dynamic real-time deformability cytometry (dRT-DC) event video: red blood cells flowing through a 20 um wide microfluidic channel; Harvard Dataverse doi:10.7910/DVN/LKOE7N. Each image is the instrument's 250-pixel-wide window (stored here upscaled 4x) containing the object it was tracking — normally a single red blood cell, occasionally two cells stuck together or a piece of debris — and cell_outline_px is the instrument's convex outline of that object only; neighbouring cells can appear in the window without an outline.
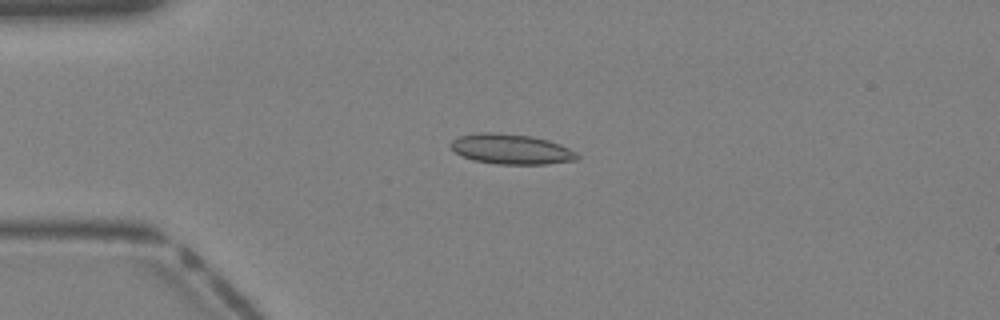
{"species": "Egyptian fruit bat (a non-hibernating species)", "species_latin": "Rousettus aegyptiacus", "temperature_condition": "warm", "stored_images_in_passage": 19, "camera_frame_rate_fps": 3000, "um_per_image_px": 0.085, "animal": {"sex": "female"}, "frame": {"image": 1, "passage_image": 5, "time_ms": 1.333, "image_size_px": [1000, 320], "cell_outline_px": [[580, 160], [548, 164], [496, 164], [472, 160], [460, 156], [448, 144], [452, 140], [460, 136], [480, 132], [500, 132], [532, 136], [548, 140], [560, 144], [576, 152], [580, 156]], "centroid_in_image_um": [43.46, 12.68], "position_along_channel_um": 41.5, "area_um2": 22.54}}
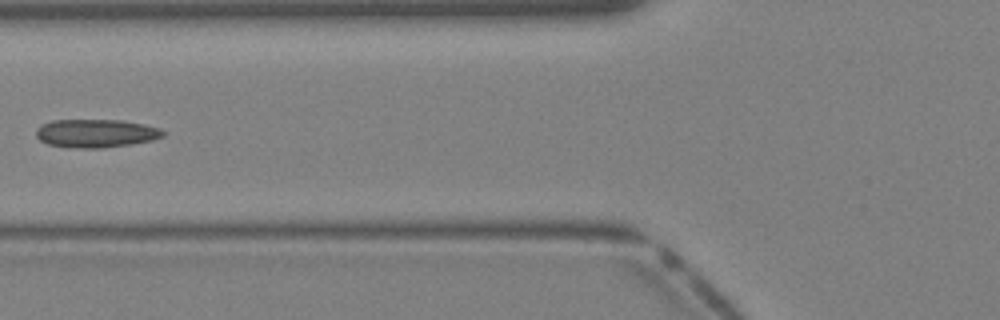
{"frame": {"image": 2, "passage_image": 11, "time_ms": 3.333, "image_size_px": [1000, 320], "cell_outline_px": [[164, 136], [152, 140], [132, 144], [100, 148], [76, 148], [48, 144], [40, 140], [36, 136], [36, 128], [40, 124], [52, 120], [124, 120], [144, 124], [160, 128], [164, 132]], "centroid_in_image_um": [8.14, 11.32], "position_along_channel_um": 117.7, "area_um2": 21.04}}
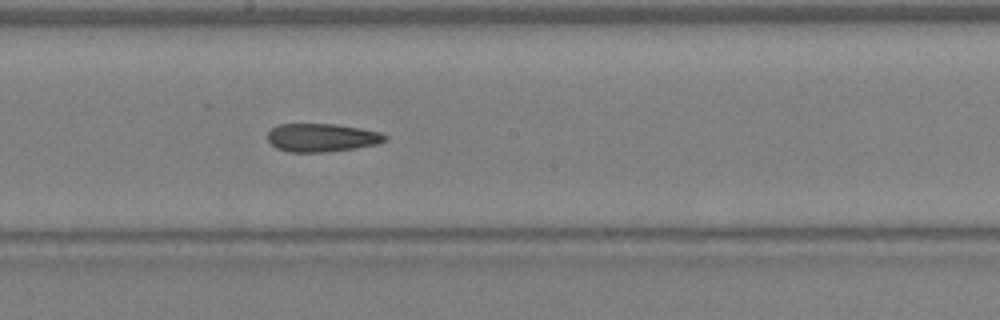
{"frame": {"image": 3, "passage_image": 17, "time_ms": 5.333, "image_size_px": [1000, 320], "cell_outline_px": [[388, 140], [376, 144], [356, 148], [324, 152], [288, 152], [276, 148], [268, 140], [268, 132], [276, 124], [336, 124], [360, 128], [380, 132], [388, 136]], "centroid_in_image_um": [27.36, 11.69], "position_along_channel_um": 220.8, "area_um2": 19.42}}